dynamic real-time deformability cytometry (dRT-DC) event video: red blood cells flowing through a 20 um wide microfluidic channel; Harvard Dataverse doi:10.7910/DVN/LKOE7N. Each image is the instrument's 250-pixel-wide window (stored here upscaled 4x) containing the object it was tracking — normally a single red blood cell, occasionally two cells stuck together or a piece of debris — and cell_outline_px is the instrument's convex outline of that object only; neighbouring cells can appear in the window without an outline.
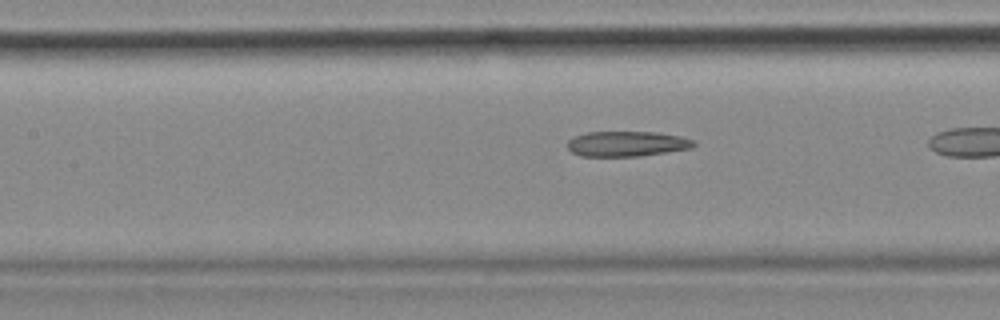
{"species": "common noctule bat (a hibernating species)", "species_latin": "Nyctalus noctula", "temperature_condition": "cold", "stored_images_in_passage": 26, "camera_frame_rate_fps": 3000, "um_per_image_px": 0.085, "animal": {"sex": "female", "body_mass_g": 18.4}, "frame": {"image": 1, "passage_image": 8, "time_ms": 2.333, "image_size_px": [1000, 320], "cell_outline_px": [[696, 144], [692, 148], [640, 156], [580, 156], [572, 152], [568, 148], [568, 140], [576, 136], [588, 132], [656, 132], [680, 136], [696, 140]], "centroid_in_image_um": [53.32, 12.22], "position_along_channel_um": 154.1, "area_um2": 18.55}}